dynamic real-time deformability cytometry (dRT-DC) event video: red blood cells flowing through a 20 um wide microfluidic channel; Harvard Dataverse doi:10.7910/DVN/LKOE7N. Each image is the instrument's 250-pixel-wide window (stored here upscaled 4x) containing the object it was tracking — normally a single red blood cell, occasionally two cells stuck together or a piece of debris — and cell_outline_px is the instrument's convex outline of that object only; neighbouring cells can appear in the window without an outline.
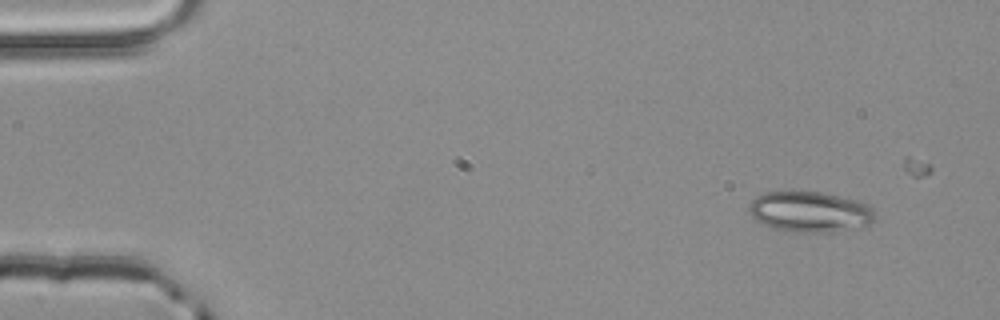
{"species": "common noctule bat (a hibernating species)", "species_latin": "Nyctalus noctula", "temperature_condition": "room temperature", "stored_images_in_passage": 3, "camera_frame_rate_fps": 3000, "um_per_image_px": 0.085, "animal": {"sex": "male", "body_mass_g": 20.4}, "frame": {"image": 1, "passage_image": 1, "time_ms": 0.0, "image_size_px": [1000, 320], "cell_outline_px": [[876, 212], [872, 220], [868, 224], [828, 232], [792, 232], [772, 228], [756, 220], [748, 212], [748, 204], [756, 196], [764, 192], [820, 192], [868, 204]], "centroid_in_image_um": [68.76, 18.0], "position_along_channel_um": 16.2, "area_um2": 29.36}}